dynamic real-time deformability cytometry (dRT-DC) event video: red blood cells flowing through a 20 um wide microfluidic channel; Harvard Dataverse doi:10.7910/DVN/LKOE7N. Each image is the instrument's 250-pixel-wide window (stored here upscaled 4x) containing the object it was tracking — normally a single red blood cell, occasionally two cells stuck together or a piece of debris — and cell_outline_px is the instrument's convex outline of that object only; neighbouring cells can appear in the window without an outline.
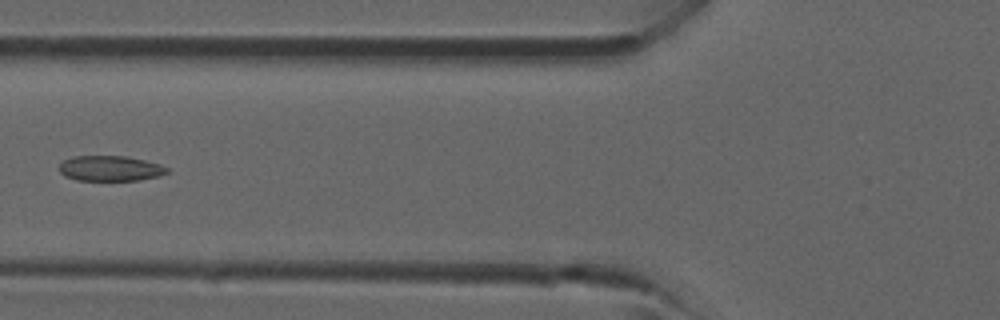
{"species": "common noctule bat (a hibernating species)", "species_latin": "Nyctalus noctula", "temperature_condition": "room temperature", "stored_images_in_passage": 30, "camera_frame_rate_fps": 3000, "um_per_image_px": 0.085, "animal": {"sex": "male", "forearm_length_mm": 52.5}, "frame": {"image": 1, "passage_image": 5, "time_ms": 1.333, "image_size_px": [1000, 320], "cell_outline_px": [[168, 172], [160, 176], [140, 180], [76, 180], [64, 176], [60, 172], [60, 164], [64, 160], [72, 156], [128, 156], [160, 164], [168, 168]], "centroid_in_image_um": [9.38, 14.31], "position_along_channel_um": 116.4, "area_um2": 15.95}}
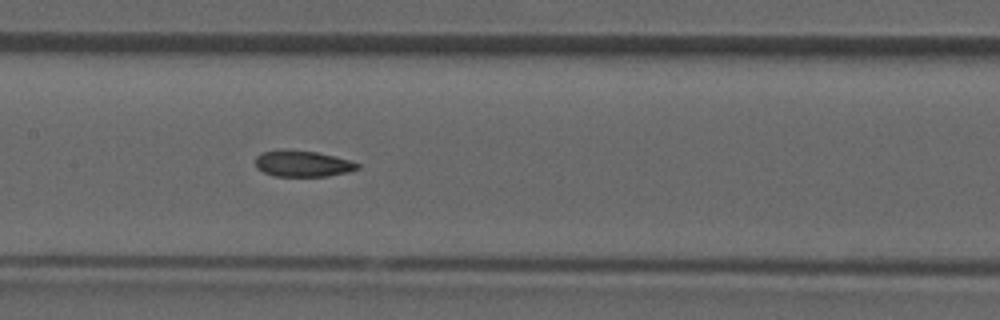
{"frame": {"image": 2, "passage_image": 9, "time_ms": 2.667, "image_size_px": [1000, 320], "cell_outline_px": [[360, 168], [348, 172], [328, 176], [276, 176], [264, 172], [256, 168], [256, 156], [264, 152], [316, 152], [348, 160], [360, 164]], "centroid_in_image_um": [25.77, 13.96], "position_along_channel_um": 181.6, "area_um2": 14.8}}